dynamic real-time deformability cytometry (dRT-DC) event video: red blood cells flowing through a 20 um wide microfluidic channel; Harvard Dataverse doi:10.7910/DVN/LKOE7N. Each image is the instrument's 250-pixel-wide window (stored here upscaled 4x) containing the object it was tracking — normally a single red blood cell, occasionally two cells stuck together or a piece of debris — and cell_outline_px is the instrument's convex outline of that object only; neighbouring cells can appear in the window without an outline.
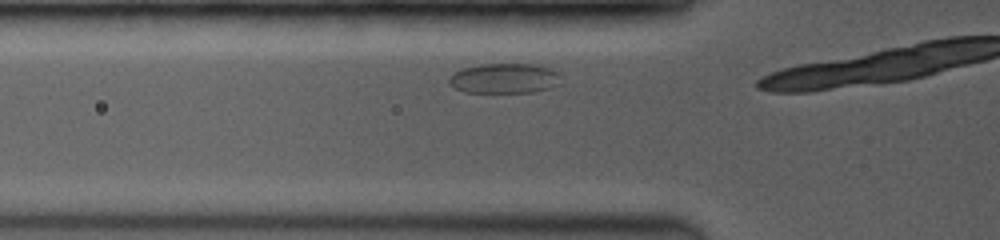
{"species": "common noctule bat (a hibernating species)", "species_latin": "Nyctalus noctula", "temperature_condition": "room temperature", "stored_images_in_passage": 7, "camera_frame_rate_fps": 3500, "um_per_image_px": 0.085, "animal": {"sex": "female", "body_mass_g": 19.0, "forearm_length_mm": 53.3}, "frame": {"image": 1, "passage_image": 5, "time_ms": 1.143, "image_size_px": [1000, 240], "cell_outline_px": [[560, 84], [548, 88], [532, 92], [464, 92], [456, 88], [448, 80], [448, 76], [452, 72], [464, 68], [480, 64], [536, 64], [560, 72]], "centroid_in_image_um": [42.88, 6.65], "position_along_channel_um": 82.9, "area_um2": 19.59}}